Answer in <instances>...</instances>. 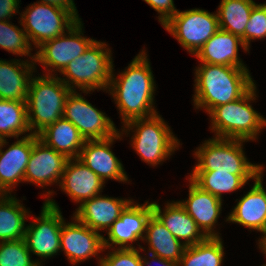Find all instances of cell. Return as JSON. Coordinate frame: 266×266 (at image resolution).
<instances>
[{
  "label": "cell",
  "instance_id": "cell-40",
  "mask_svg": "<svg viewBox=\"0 0 266 266\" xmlns=\"http://www.w3.org/2000/svg\"><path fill=\"white\" fill-rule=\"evenodd\" d=\"M259 247L262 249V251L266 254V237L259 240Z\"/></svg>",
  "mask_w": 266,
  "mask_h": 266
},
{
  "label": "cell",
  "instance_id": "cell-1",
  "mask_svg": "<svg viewBox=\"0 0 266 266\" xmlns=\"http://www.w3.org/2000/svg\"><path fill=\"white\" fill-rule=\"evenodd\" d=\"M112 78L108 87L116 100L124 124L134 119L157 114L153 105L154 78L144 51L138 54L119 78ZM117 79V80H116Z\"/></svg>",
  "mask_w": 266,
  "mask_h": 266
},
{
  "label": "cell",
  "instance_id": "cell-27",
  "mask_svg": "<svg viewBox=\"0 0 266 266\" xmlns=\"http://www.w3.org/2000/svg\"><path fill=\"white\" fill-rule=\"evenodd\" d=\"M258 174H230L223 171H193L189 178L202 190L222 199L223 192L241 188Z\"/></svg>",
  "mask_w": 266,
  "mask_h": 266
},
{
  "label": "cell",
  "instance_id": "cell-36",
  "mask_svg": "<svg viewBox=\"0 0 266 266\" xmlns=\"http://www.w3.org/2000/svg\"><path fill=\"white\" fill-rule=\"evenodd\" d=\"M161 15L159 22L164 26L177 12L173 0H144Z\"/></svg>",
  "mask_w": 266,
  "mask_h": 266
},
{
  "label": "cell",
  "instance_id": "cell-39",
  "mask_svg": "<svg viewBox=\"0 0 266 266\" xmlns=\"http://www.w3.org/2000/svg\"><path fill=\"white\" fill-rule=\"evenodd\" d=\"M149 255H151L149 258H153L154 259L153 261H157L162 266H180L179 262H174V261L162 259L159 256H156V255H153V254H149ZM141 263H142V266H145V265H149L150 266V262L147 261V259L145 260V258L141 259Z\"/></svg>",
  "mask_w": 266,
  "mask_h": 266
},
{
  "label": "cell",
  "instance_id": "cell-30",
  "mask_svg": "<svg viewBox=\"0 0 266 266\" xmlns=\"http://www.w3.org/2000/svg\"><path fill=\"white\" fill-rule=\"evenodd\" d=\"M223 249L220 236L206 237L198 244L186 246L179 264L181 266H221Z\"/></svg>",
  "mask_w": 266,
  "mask_h": 266
},
{
  "label": "cell",
  "instance_id": "cell-29",
  "mask_svg": "<svg viewBox=\"0 0 266 266\" xmlns=\"http://www.w3.org/2000/svg\"><path fill=\"white\" fill-rule=\"evenodd\" d=\"M255 5L253 0H222L217 12L219 29L241 38Z\"/></svg>",
  "mask_w": 266,
  "mask_h": 266
},
{
  "label": "cell",
  "instance_id": "cell-5",
  "mask_svg": "<svg viewBox=\"0 0 266 266\" xmlns=\"http://www.w3.org/2000/svg\"><path fill=\"white\" fill-rule=\"evenodd\" d=\"M106 46L104 42L94 40L82 55L64 67L61 73L67 78L61 81L72 91L74 86L86 93L94 89L106 90L113 73L111 51Z\"/></svg>",
  "mask_w": 266,
  "mask_h": 266
},
{
  "label": "cell",
  "instance_id": "cell-37",
  "mask_svg": "<svg viewBox=\"0 0 266 266\" xmlns=\"http://www.w3.org/2000/svg\"><path fill=\"white\" fill-rule=\"evenodd\" d=\"M19 0H0V21L10 18L18 11Z\"/></svg>",
  "mask_w": 266,
  "mask_h": 266
},
{
  "label": "cell",
  "instance_id": "cell-34",
  "mask_svg": "<svg viewBox=\"0 0 266 266\" xmlns=\"http://www.w3.org/2000/svg\"><path fill=\"white\" fill-rule=\"evenodd\" d=\"M266 37V3L256 4L250 14L249 21L245 28V33L241 40L245 48L249 49L251 40Z\"/></svg>",
  "mask_w": 266,
  "mask_h": 266
},
{
  "label": "cell",
  "instance_id": "cell-20",
  "mask_svg": "<svg viewBox=\"0 0 266 266\" xmlns=\"http://www.w3.org/2000/svg\"><path fill=\"white\" fill-rule=\"evenodd\" d=\"M59 183L71 199L82 203L98 195L105 182L78 158H73L68 159Z\"/></svg>",
  "mask_w": 266,
  "mask_h": 266
},
{
  "label": "cell",
  "instance_id": "cell-13",
  "mask_svg": "<svg viewBox=\"0 0 266 266\" xmlns=\"http://www.w3.org/2000/svg\"><path fill=\"white\" fill-rule=\"evenodd\" d=\"M152 214V203L149 204L146 201L145 204L140 205L132 201L108 230V240L103 238L104 249L111 248L112 244L119 245L118 248L123 249L135 248L128 242L144 239L143 233Z\"/></svg>",
  "mask_w": 266,
  "mask_h": 266
},
{
  "label": "cell",
  "instance_id": "cell-23",
  "mask_svg": "<svg viewBox=\"0 0 266 266\" xmlns=\"http://www.w3.org/2000/svg\"><path fill=\"white\" fill-rule=\"evenodd\" d=\"M153 214L179 241L185 240L183 244L192 246L202 242L206 236L201 233L194 219L185 211L177 201L168 203L162 213L159 204L152 203Z\"/></svg>",
  "mask_w": 266,
  "mask_h": 266
},
{
  "label": "cell",
  "instance_id": "cell-17",
  "mask_svg": "<svg viewBox=\"0 0 266 266\" xmlns=\"http://www.w3.org/2000/svg\"><path fill=\"white\" fill-rule=\"evenodd\" d=\"M120 133L104 140H85L78 159L97 174L104 182L105 179L127 181V175L121 162L110 150L114 139H120Z\"/></svg>",
  "mask_w": 266,
  "mask_h": 266
},
{
  "label": "cell",
  "instance_id": "cell-15",
  "mask_svg": "<svg viewBox=\"0 0 266 266\" xmlns=\"http://www.w3.org/2000/svg\"><path fill=\"white\" fill-rule=\"evenodd\" d=\"M73 220L74 223L62 222L60 249L66 253L71 263L76 264L104 251V237L76 218Z\"/></svg>",
  "mask_w": 266,
  "mask_h": 266
},
{
  "label": "cell",
  "instance_id": "cell-16",
  "mask_svg": "<svg viewBox=\"0 0 266 266\" xmlns=\"http://www.w3.org/2000/svg\"><path fill=\"white\" fill-rule=\"evenodd\" d=\"M38 135L27 134L14 142L3 152L6 139L0 140V194H8L11 187L20 181H24V174L32 152V146L38 139Z\"/></svg>",
  "mask_w": 266,
  "mask_h": 266
},
{
  "label": "cell",
  "instance_id": "cell-32",
  "mask_svg": "<svg viewBox=\"0 0 266 266\" xmlns=\"http://www.w3.org/2000/svg\"><path fill=\"white\" fill-rule=\"evenodd\" d=\"M25 30L19 29L8 20L0 21V47L18 55H28L32 50Z\"/></svg>",
  "mask_w": 266,
  "mask_h": 266
},
{
  "label": "cell",
  "instance_id": "cell-35",
  "mask_svg": "<svg viewBox=\"0 0 266 266\" xmlns=\"http://www.w3.org/2000/svg\"><path fill=\"white\" fill-rule=\"evenodd\" d=\"M136 248H117L100 260V266H142V256Z\"/></svg>",
  "mask_w": 266,
  "mask_h": 266
},
{
  "label": "cell",
  "instance_id": "cell-26",
  "mask_svg": "<svg viewBox=\"0 0 266 266\" xmlns=\"http://www.w3.org/2000/svg\"><path fill=\"white\" fill-rule=\"evenodd\" d=\"M145 231L143 240L148 241L151 254L174 262L180 261L185 245L176 239L154 214L148 219Z\"/></svg>",
  "mask_w": 266,
  "mask_h": 266
},
{
  "label": "cell",
  "instance_id": "cell-7",
  "mask_svg": "<svg viewBox=\"0 0 266 266\" xmlns=\"http://www.w3.org/2000/svg\"><path fill=\"white\" fill-rule=\"evenodd\" d=\"M124 126L129 131L132 127L136 128L131 140L132 146L142 160L152 166L160 164L178 148L179 141L158 113L148 118L131 120Z\"/></svg>",
  "mask_w": 266,
  "mask_h": 266
},
{
  "label": "cell",
  "instance_id": "cell-18",
  "mask_svg": "<svg viewBox=\"0 0 266 266\" xmlns=\"http://www.w3.org/2000/svg\"><path fill=\"white\" fill-rule=\"evenodd\" d=\"M131 202L127 199L102 197L99 194L83 201L76 209L74 218L96 232L102 229L108 231Z\"/></svg>",
  "mask_w": 266,
  "mask_h": 266
},
{
  "label": "cell",
  "instance_id": "cell-22",
  "mask_svg": "<svg viewBox=\"0 0 266 266\" xmlns=\"http://www.w3.org/2000/svg\"><path fill=\"white\" fill-rule=\"evenodd\" d=\"M238 44L248 51L239 36L219 29L195 56L201 63L246 68L238 57Z\"/></svg>",
  "mask_w": 266,
  "mask_h": 266
},
{
  "label": "cell",
  "instance_id": "cell-24",
  "mask_svg": "<svg viewBox=\"0 0 266 266\" xmlns=\"http://www.w3.org/2000/svg\"><path fill=\"white\" fill-rule=\"evenodd\" d=\"M34 64L0 60V99L26 102Z\"/></svg>",
  "mask_w": 266,
  "mask_h": 266
},
{
  "label": "cell",
  "instance_id": "cell-11",
  "mask_svg": "<svg viewBox=\"0 0 266 266\" xmlns=\"http://www.w3.org/2000/svg\"><path fill=\"white\" fill-rule=\"evenodd\" d=\"M75 90L66 98L63 117L78 128L85 140H104L115 136L119 131L113 121Z\"/></svg>",
  "mask_w": 266,
  "mask_h": 266
},
{
  "label": "cell",
  "instance_id": "cell-14",
  "mask_svg": "<svg viewBox=\"0 0 266 266\" xmlns=\"http://www.w3.org/2000/svg\"><path fill=\"white\" fill-rule=\"evenodd\" d=\"M67 161L68 158L64 154L55 151L38 138L32 146L24 182H31L41 187L57 183L62 179Z\"/></svg>",
  "mask_w": 266,
  "mask_h": 266
},
{
  "label": "cell",
  "instance_id": "cell-9",
  "mask_svg": "<svg viewBox=\"0 0 266 266\" xmlns=\"http://www.w3.org/2000/svg\"><path fill=\"white\" fill-rule=\"evenodd\" d=\"M191 54L219 30L218 15L202 9L178 11L164 26Z\"/></svg>",
  "mask_w": 266,
  "mask_h": 266
},
{
  "label": "cell",
  "instance_id": "cell-6",
  "mask_svg": "<svg viewBox=\"0 0 266 266\" xmlns=\"http://www.w3.org/2000/svg\"><path fill=\"white\" fill-rule=\"evenodd\" d=\"M241 139H209L195 152L198 163L193 171H223L230 174H259L261 165L247 161Z\"/></svg>",
  "mask_w": 266,
  "mask_h": 266
},
{
  "label": "cell",
  "instance_id": "cell-4",
  "mask_svg": "<svg viewBox=\"0 0 266 266\" xmlns=\"http://www.w3.org/2000/svg\"><path fill=\"white\" fill-rule=\"evenodd\" d=\"M255 89L254 84L241 98L219 105L209 112L216 137L245 141L256 139L266 126V119L248 103L255 99Z\"/></svg>",
  "mask_w": 266,
  "mask_h": 266
},
{
  "label": "cell",
  "instance_id": "cell-21",
  "mask_svg": "<svg viewBox=\"0 0 266 266\" xmlns=\"http://www.w3.org/2000/svg\"><path fill=\"white\" fill-rule=\"evenodd\" d=\"M189 198L178 201L206 237H218L212 229L219 218L222 199L202 190L189 178Z\"/></svg>",
  "mask_w": 266,
  "mask_h": 266
},
{
  "label": "cell",
  "instance_id": "cell-8",
  "mask_svg": "<svg viewBox=\"0 0 266 266\" xmlns=\"http://www.w3.org/2000/svg\"><path fill=\"white\" fill-rule=\"evenodd\" d=\"M21 15V25L36 48L64 34L65 29L78 21L68 10L40 1L29 6Z\"/></svg>",
  "mask_w": 266,
  "mask_h": 266
},
{
  "label": "cell",
  "instance_id": "cell-28",
  "mask_svg": "<svg viewBox=\"0 0 266 266\" xmlns=\"http://www.w3.org/2000/svg\"><path fill=\"white\" fill-rule=\"evenodd\" d=\"M7 196L0 195V242L24 239L26 231L28 211L15 197Z\"/></svg>",
  "mask_w": 266,
  "mask_h": 266
},
{
  "label": "cell",
  "instance_id": "cell-38",
  "mask_svg": "<svg viewBox=\"0 0 266 266\" xmlns=\"http://www.w3.org/2000/svg\"><path fill=\"white\" fill-rule=\"evenodd\" d=\"M41 3L50 4L68 10L77 20H80L73 0H41Z\"/></svg>",
  "mask_w": 266,
  "mask_h": 266
},
{
  "label": "cell",
  "instance_id": "cell-31",
  "mask_svg": "<svg viewBox=\"0 0 266 266\" xmlns=\"http://www.w3.org/2000/svg\"><path fill=\"white\" fill-rule=\"evenodd\" d=\"M28 131L27 102L0 99V140Z\"/></svg>",
  "mask_w": 266,
  "mask_h": 266
},
{
  "label": "cell",
  "instance_id": "cell-10",
  "mask_svg": "<svg viewBox=\"0 0 266 266\" xmlns=\"http://www.w3.org/2000/svg\"><path fill=\"white\" fill-rule=\"evenodd\" d=\"M40 217L35 218L25 231V242L30 253L41 258H49L60 249V233L64 221L57 204L45 201Z\"/></svg>",
  "mask_w": 266,
  "mask_h": 266
},
{
  "label": "cell",
  "instance_id": "cell-2",
  "mask_svg": "<svg viewBox=\"0 0 266 266\" xmlns=\"http://www.w3.org/2000/svg\"><path fill=\"white\" fill-rule=\"evenodd\" d=\"M195 73L194 105L208 113L241 98L254 85L247 68L202 63Z\"/></svg>",
  "mask_w": 266,
  "mask_h": 266
},
{
  "label": "cell",
  "instance_id": "cell-33",
  "mask_svg": "<svg viewBox=\"0 0 266 266\" xmlns=\"http://www.w3.org/2000/svg\"><path fill=\"white\" fill-rule=\"evenodd\" d=\"M32 261L25 239L0 242V266H40Z\"/></svg>",
  "mask_w": 266,
  "mask_h": 266
},
{
  "label": "cell",
  "instance_id": "cell-25",
  "mask_svg": "<svg viewBox=\"0 0 266 266\" xmlns=\"http://www.w3.org/2000/svg\"><path fill=\"white\" fill-rule=\"evenodd\" d=\"M38 137L47 146L64 154L68 159L78 158L85 142L78 128L64 117L47 126L38 134Z\"/></svg>",
  "mask_w": 266,
  "mask_h": 266
},
{
  "label": "cell",
  "instance_id": "cell-3",
  "mask_svg": "<svg viewBox=\"0 0 266 266\" xmlns=\"http://www.w3.org/2000/svg\"><path fill=\"white\" fill-rule=\"evenodd\" d=\"M51 75L38 76L30 80L26 102L31 134L38 135L47 126L63 117L66 98L72 91L61 78ZM32 129L36 130L32 132Z\"/></svg>",
  "mask_w": 266,
  "mask_h": 266
},
{
  "label": "cell",
  "instance_id": "cell-19",
  "mask_svg": "<svg viewBox=\"0 0 266 266\" xmlns=\"http://www.w3.org/2000/svg\"><path fill=\"white\" fill-rule=\"evenodd\" d=\"M261 166L255 183L250 191L237 203L227 221L239 223L249 229H255L266 237V191L262 185Z\"/></svg>",
  "mask_w": 266,
  "mask_h": 266
},
{
  "label": "cell",
  "instance_id": "cell-12",
  "mask_svg": "<svg viewBox=\"0 0 266 266\" xmlns=\"http://www.w3.org/2000/svg\"><path fill=\"white\" fill-rule=\"evenodd\" d=\"M81 21L78 20L68 29V36L60 35L44 42L39 51L32 56L34 62L41 63L44 68L52 67L61 72L72 60L82 55L94 39L85 38Z\"/></svg>",
  "mask_w": 266,
  "mask_h": 266
}]
</instances>
